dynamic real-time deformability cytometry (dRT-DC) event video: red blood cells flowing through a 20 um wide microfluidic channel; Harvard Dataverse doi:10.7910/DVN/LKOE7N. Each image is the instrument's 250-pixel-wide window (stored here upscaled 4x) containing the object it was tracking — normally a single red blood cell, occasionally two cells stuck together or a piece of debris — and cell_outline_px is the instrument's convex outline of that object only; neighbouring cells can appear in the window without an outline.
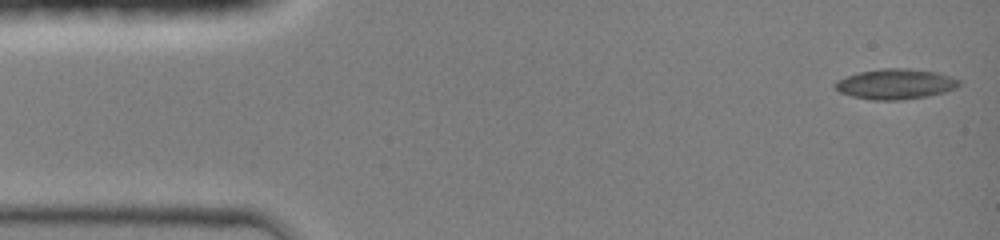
{"species": "common noctule bat (a hibernating species)", "species_latin": "Nyctalus noctula", "temperature_condition": "room temperature", "stored_images_in_passage": 45, "camera_frame_rate_fps": 3000, "um_per_image_px": 0.085, "animal": {"sex": "female", "body_mass_g": 19.0, "forearm_length_mm": 51.5}, "frame": {"image": 1, "passage_image": 1, "time_ms": 0.0, "image_size_px": [1000, 240], "cell_outline_px": [[960, 84], [956, 88], [944, 92], [928, 96], [900, 100], [872, 100], [852, 96], [840, 92], [836, 88], [836, 80], [860, 72], [880, 68], [908, 68], [936, 72], [960, 80]], "centroid_in_image_um": [76.13, 7.14], "position_along_channel_um": 8.9, "area_um2": 21.73}}
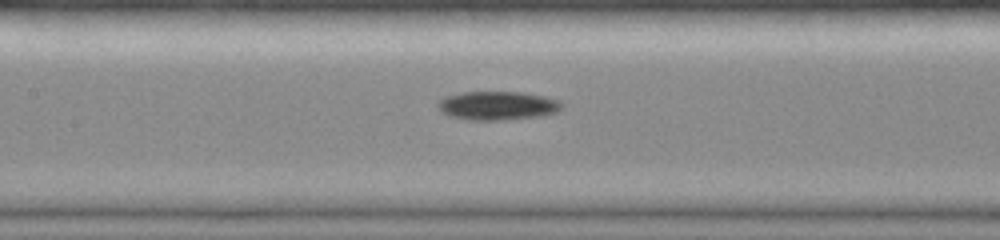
{"frame": {"image": 2, "passage_image": 20, "time_ms": 6.333, "image_size_px": [1000, 240], "cell_outline_px": [[564, 104], [556, 112], [544, 116], [500, 120], [468, 120], [448, 116], [436, 104], [444, 96], [464, 92], [524, 92], [544, 96], [560, 100]], "centroid_in_image_um": [42.31, 8.98], "position_along_channel_um": 165.1, "area_um2": 20.87}}
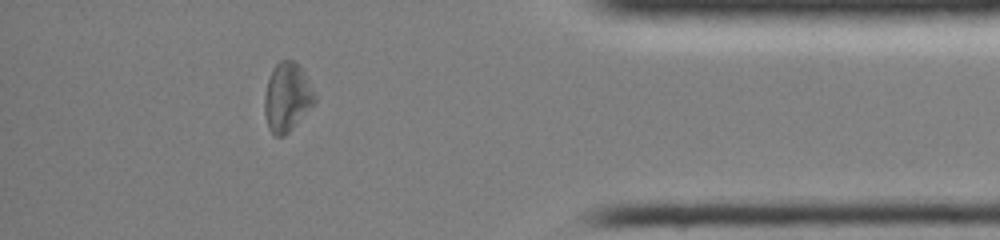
{"frame": {"image": 3, "passage_image": 39, "time_ms": 12.667, "image_size_px": [1000, 240], "cell_outline_px": [[316, 100], [292, 128], [284, 136], [276, 136], [268, 128], [264, 112], [264, 96], [268, 80], [272, 68], [280, 60], [296, 60], [300, 64], [316, 96]], "centroid_in_image_um": [24.38, 8.22], "position_along_channel_um": 410.8, "area_um2": 20.0}, "authors_computed_cell_mechanics": {"area_um2": 20.4612, "velocity_mm_per_s": 4.2292, "shape_relaxation_time_tau1_ms": 4.1265, "shape_relaxation_time_tau2_ms": 10.6259, "deformation_change_tau1": 0.1322, "deformation_change_tau2": 0.2848}}